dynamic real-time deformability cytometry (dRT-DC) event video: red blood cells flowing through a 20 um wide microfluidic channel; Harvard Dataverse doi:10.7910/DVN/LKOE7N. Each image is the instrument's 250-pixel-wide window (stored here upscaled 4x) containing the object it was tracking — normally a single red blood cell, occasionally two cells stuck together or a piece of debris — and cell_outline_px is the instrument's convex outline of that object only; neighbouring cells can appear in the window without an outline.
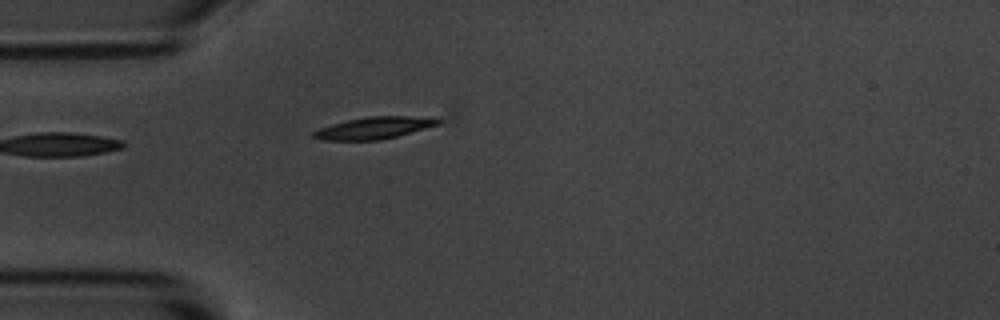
{"species": "common noctule bat (a hibernating species)", "species_latin": "Nyctalus noctula", "temperature_condition": "room temperature", "stored_images_in_passage": 4, "camera_frame_rate_fps": 3000, "um_per_image_px": 0.085, "animal": {"sex": "male", "body_mass_g": 20.1, "forearm_length_mm": 53.5}, "frame": {"image": 1, "passage_image": 4, "time_ms": 3.667, "image_size_px": [1000, 320], "cell_outline_px": [[440, 124], [396, 136], [380, 140], [320, 140], [312, 136], [312, 132], [320, 128], [332, 124], [348, 120], [368, 116], [436, 116], [440, 120]], "centroid_in_image_um": [31.84, 10.86], "position_along_channel_um": 53.2, "area_um2": 15.95}}